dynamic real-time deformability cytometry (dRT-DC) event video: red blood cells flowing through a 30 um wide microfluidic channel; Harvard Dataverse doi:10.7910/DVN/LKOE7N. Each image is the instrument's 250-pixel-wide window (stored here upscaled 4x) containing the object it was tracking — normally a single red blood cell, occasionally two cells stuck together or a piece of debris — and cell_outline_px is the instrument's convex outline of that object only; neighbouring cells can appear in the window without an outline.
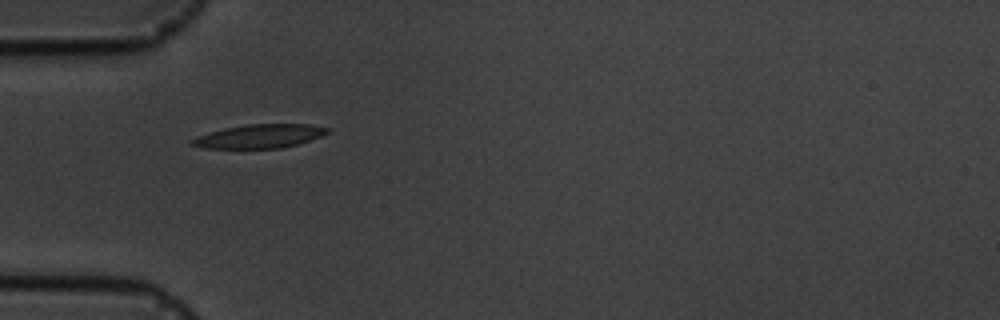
{"species": "common noctule bat (a hibernating species)", "species_latin": "Nyctalus noctula", "temperature_condition": "cold", "stored_images_in_passage": 2, "camera_frame_rate_fps": 3000, "um_per_image_px": 0.085, "animal": {"sex": "male", "body_mass_g": 19.5, "forearm_length_mm": 54.6}, "frame": {"image": 1, "passage_image": 1, "time_ms": 0.0, "image_size_px": [1000, 320], "cell_outline_px": [[332, 132], [296, 144], [280, 148], [204, 148], [188, 144], [188, 140], [196, 136], [208, 132], [224, 128], [248, 124], [312, 124], [332, 128]], "centroid_in_image_um": [22.04, 11.57], "position_along_channel_um": 63.0, "area_um2": 18.9}}
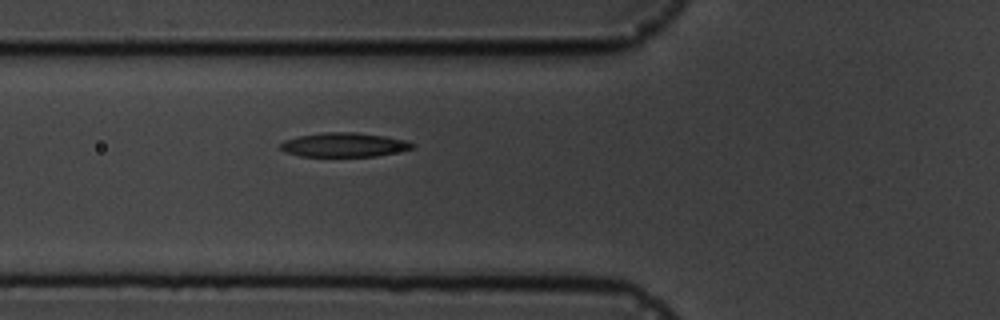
{"frame": {"image": 2, "passage_image": 2, "time_ms": 1.0, "image_size_px": [1000, 320], "cell_outline_px": [[416, 144], [412, 148], [396, 152], [376, 156], [300, 156], [284, 152], [280, 148], [280, 144], [284, 140], [300, 136], [320, 132], [356, 132], [384, 136], [404, 140]], "centroid_in_image_um": [29.21, 12.3], "position_along_channel_um": 96.6, "area_um2": 18.5}}